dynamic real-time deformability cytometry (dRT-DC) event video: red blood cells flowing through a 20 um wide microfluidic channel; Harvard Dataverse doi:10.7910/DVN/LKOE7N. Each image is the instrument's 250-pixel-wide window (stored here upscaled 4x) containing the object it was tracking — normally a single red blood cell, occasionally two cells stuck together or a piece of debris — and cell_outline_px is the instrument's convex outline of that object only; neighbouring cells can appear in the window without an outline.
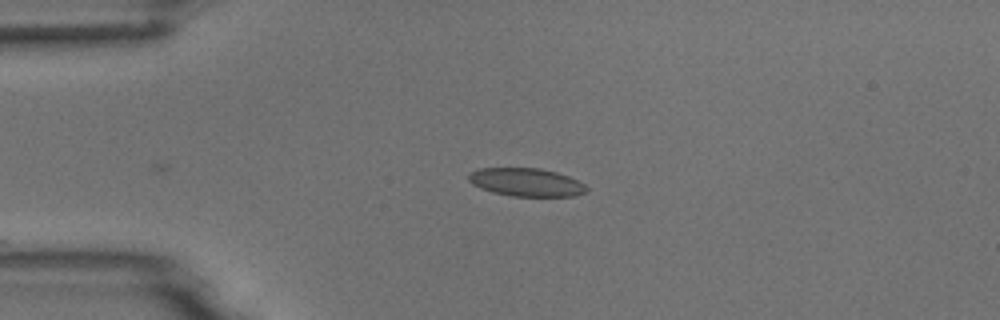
{"species": "common noctule bat (a hibernating species)", "species_latin": "Nyctalus noctula", "temperature_condition": "room temperature", "stored_images_in_passage": 10, "camera_frame_rate_fps": 3000, "um_per_image_px": 0.085, "animal": {"sex": "male", "body_mass_g": 18.8}, "frame": {"image": 1, "passage_image": 1, "time_ms": 0.0, "image_size_px": [1000, 320], "cell_outline_px": [[588, 192], [576, 196], [512, 196], [492, 192], [480, 188], [472, 184], [468, 180], [468, 172], [480, 168], [540, 168], [556, 172], [568, 176], [584, 184], [588, 188]], "centroid_in_image_um": [44.72, 15.49], "position_along_channel_um": 40.3, "area_um2": 19.48}}